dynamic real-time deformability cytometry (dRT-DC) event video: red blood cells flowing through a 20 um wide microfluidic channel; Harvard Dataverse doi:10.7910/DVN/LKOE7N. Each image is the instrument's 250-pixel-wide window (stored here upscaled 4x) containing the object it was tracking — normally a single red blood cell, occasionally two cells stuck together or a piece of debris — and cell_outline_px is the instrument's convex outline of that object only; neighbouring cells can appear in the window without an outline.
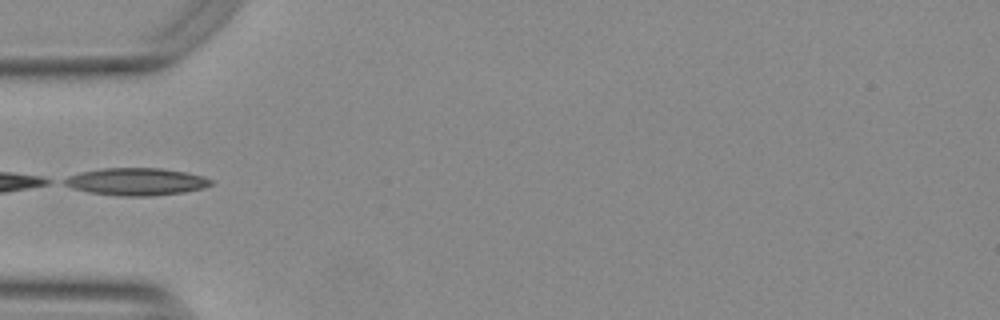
{"species": "Egyptian fruit bat (a non-hibernating species)", "species_latin": "Rousettus aegyptiacus", "temperature_condition": "warm", "stored_images_in_passage": 36, "camera_frame_rate_fps": 3000, "um_per_image_px": 0.085, "animal": {"sex": "female"}, "frame": {"image": 1, "passage_image": 1, "time_ms": 0.0, "image_size_px": [1000, 320], "cell_outline_px": [[212, 184], [200, 188], [184, 192], [152, 196], [120, 196], [88, 192], [72, 188], [64, 184], [60, 180], [68, 176], [80, 172], [100, 168], [160, 168], [188, 172], [204, 176], [212, 180]], "centroid_in_image_um": [11.54, 15.43], "position_along_channel_um": 73.5, "area_um2": 23.52}}